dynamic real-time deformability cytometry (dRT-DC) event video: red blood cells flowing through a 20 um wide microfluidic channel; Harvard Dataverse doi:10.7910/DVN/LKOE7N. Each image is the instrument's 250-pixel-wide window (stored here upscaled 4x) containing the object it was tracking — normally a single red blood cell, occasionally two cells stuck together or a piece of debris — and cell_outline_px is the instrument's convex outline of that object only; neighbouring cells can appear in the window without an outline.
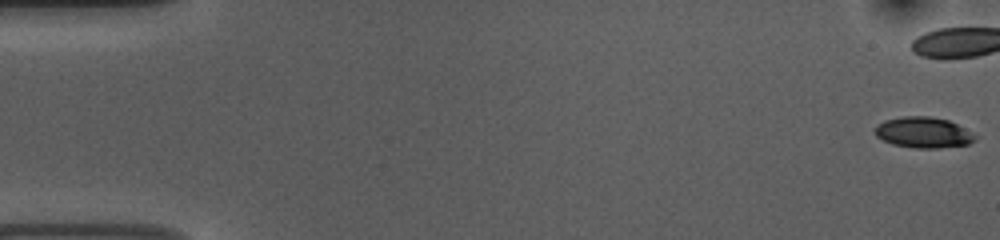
{"species": "common noctule bat (a hibernating species)", "species_latin": "Nyctalus noctula", "temperature_condition": "room temperature", "stored_images_in_passage": 55, "camera_frame_rate_fps": 3000, "um_per_image_px": 0.085, "animal": {"sex": "female", "body_mass_g": 10.0, "forearm_length_mm": 53.1}, "frame": {"image": 1, "passage_image": 1, "time_ms": 0.0, "image_size_px": [1000, 240], "cell_outline_px": [[976, 140], [968, 144], [936, 148], [916, 148], [892, 144], [876, 136], [876, 124], [884, 120], [904, 116], [928, 116], [948, 120], [972, 132], [976, 136]], "centroid_in_image_um": [78.48, 11.26], "position_along_channel_um": 6.5, "area_um2": 17.86}}
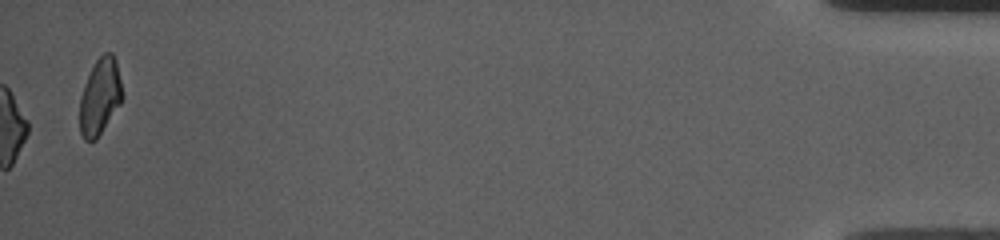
{"frame": {"image": 2, "passage_image": 55, "time_ms": 18.0, "image_size_px": [1000, 240], "cell_outline_px": [[124, 96], [120, 104], [96, 140], [84, 140], [80, 132], [80, 96], [84, 84], [96, 60], [104, 52], [112, 52], [116, 60]], "centroid_in_image_um": [8.51, 8.2], "position_along_channel_um": 426.7, "area_um2": 18.9}, "authors_computed_cell_mechanics": {"area_um2": 19.074, "velocity_mm_per_s": 3.7368, "shape_relaxation_time_tau1_ms": 3.3517, "shape_relaxation_time_tau2_ms": 6.023, "deformation_change_tau1": 0.1133, "deformation_change_tau2": 0.1456}}